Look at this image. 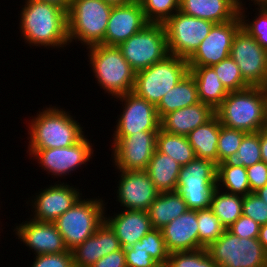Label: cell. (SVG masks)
Instances as JSON below:
<instances>
[{
    "label": "cell",
    "mask_w": 267,
    "mask_h": 267,
    "mask_svg": "<svg viewBox=\"0 0 267 267\" xmlns=\"http://www.w3.org/2000/svg\"><path fill=\"white\" fill-rule=\"evenodd\" d=\"M241 0H179V11L215 24L234 20Z\"/></svg>",
    "instance_id": "cell-25"
},
{
    "label": "cell",
    "mask_w": 267,
    "mask_h": 267,
    "mask_svg": "<svg viewBox=\"0 0 267 267\" xmlns=\"http://www.w3.org/2000/svg\"><path fill=\"white\" fill-rule=\"evenodd\" d=\"M19 15L20 36L30 47L60 50L71 45L67 11L61 7L43 1L25 0Z\"/></svg>",
    "instance_id": "cell-1"
},
{
    "label": "cell",
    "mask_w": 267,
    "mask_h": 267,
    "mask_svg": "<svg viewBox=\"0 0 267 267\" xmlns=\"http://www.w3.org/2000/svg\"><path fill=\"white\" fill-rule=\"evenodd\" d=\"M216 187L241 196L251 193L246 168L229 161L217 165Z\"/></svg>",
    "instance_id": "cell-31"
},
{
    "label": "cell",
    "mask_w": 267,
    "mask_h": 267,
    "mask_svg": "<svg viewBox=\"0 0 267 267\" xmlns=\"http://www.w3.org/2000/svg\"><path fill=\"white\" fill-rule=\"evenodd\" d=\"M103 1L113 6L130 3L128 0H103Z\"/></svg>",
    "instance_id": "cell-52"
},
{
    "label": "cell",
    "mask_w": 267,
    "mask_h": 267,
    "mask_svg": "<svg viewBox=\"0 0 267 267\" xmlns=\"http://www.w3.org/2000/svg\"><path fill=\"white\" fill-rule=\"evenodd\" d=\"M124 252L127 267H161L146 252L143 243L140 241L136 242L130 248L124 249Z\"/></svg>",
    "instance_id": "cell-43"
},
{
    "label": "cell",
    "mask_w": 267,
    "mask_h": 267,
    "mask_svg": "<svg viewBox=\"0 0 267 267\" xmlns=\"http://www.w3.org/2000/svg\"><path fill=\"white\" fill-rule=\"evenodd\" d=\"M260 151L262 161L267 163V126L260 130Z\"/></svg>",
    "instance_id": "cell-48"
},
{
    "label": "cell",
    "mask_w": 267,
    "mask_h": 267,
    "mask_svg": "<svg viewBox=\"0 0 267 267\" xmlns=\"http://www.w3.org/2000/svg\"><path fill=\"white\" fill-rule=\"evenodd\" d=\"M121 248L115 232L104 221L91 237L71 250L74 267H92L102 257Z\"/></svg>",
    "instance_id": "cell-21"
},
{
    "label": "cell",
    "mask_w": 267,
    "mask_h": 267,
    "mask_svg": "<svg viewBox=\"0 0 267 267\" xmlns=\"http://www.w3.org/2000/svg\"><path fill=\"white\" fill-rule=\"evenodd\" d=\"M112 8L103 0H72L67 12L69 43L79 41L86 48L104 44Z\"/></svg>",
    "instance_id": "cell-5"
},
{
    "label": "cell",
    "mask_w": 267,
    "mask_h": 267,
    "mask_svg": "<svg viewBox=\"0 0 267 267\" xmlns=\"http://www.w3.org/2000/svg\"><path fill=\"white\" fill-rule=\"evenodd\" d=\"M162 235L169 253L199 249L197 211L187 210L162 229Z\"/></svg>",
    "instance_id": "cell-23"
},
{
    "label": "cell",
    "mask_w": 267,
    "mask_h": 267,
    "mask_svg": "<svg viewBox=\"0 0 267 267\" xmlns=\"http://www.w3.org/2000/svg\"><path fill=\"white\" fill-rule=\"evenodd\" d=\"M147 24L141 4L130 2L113 6L107 24L104 45L119 46L140 32Z\"/></svg>",
    "instance_id": "cell-20"
},
{
    "label": "cell",
    "mask_w": 267,
    "mask_h": 267,
    "mask_svg": "<svg viewBox=\"0 0 267 267\" xmlns=\"http://www.w3.org/2000/svg\"><path fill=\"white\" fill-rule=\"evenodd\" d=\"M266 95V101H267V89H263Z\"/></svg>",
    "instance_id": "cell-56"
},
{
    "label": "cell",
    "mask_w": 267,
    "mask_h": 267,
    "mask_svg": "<svg viewBox=\"0 0 267 267\" xmlns=\"http://www.w3.org/2000/svg\"><path fill=\"white\" fill-rule=\"evenodd\" d=\"M246 2L240 1L239 4V16L241 19V25L244 30H246L256 41L267 50V5H258L255 9V18L249 20V15H246L247 7L244 8ZM248 16V17H247ZM248 18V19H247Z\"/></svg>",
    "instance_id": "cell-34"
},
{
    "label": "cell",
    "mask_w": 267,
    "mask_h": 267,
    "mask_svg": "<svg viewBox=\"0 0 267 267\" xmlns=\"http://www.w3.org/2000/svg\"><path fill=\"white\" fill-rule=\"evenodd\" d=\"M249 1H253V5H267V0H249Z\"/></svg>",
    "instance_id": "cell-53"
},
{
    "label": "cell",
    "mask_w": 267,
    "mask_h": 267,
    "mask_svg": "<svg viewBox=\"0 0 267 267\" xmlns=\"http://www.w3.org/2000/svg\"><path fill=\"white\" fill-rule=\"evenodd\" d=\"M141 6L148 23L164 24L179 11V0H144Z\"/></svg>",
    "instance_id": "cell-38"
},
{
    "label": "cell",
    "mask_w": 267,
    "mask_h": 267,
    "mask_svg": "<svg viewBox=\"0 0 267 267\" xmlns=\"http://www.w3.org/2000/svg\"><path fill=\"white\" fill-rule=\"evenodd\" d=\"M164 267H217L206 248L170 253Z\"/></svg>",
    "instance_id": "cell-39"
},
{
    "label": "cell",
    "mask_w": 267,
    "mask_h": 267,
    "mask_svg": "<svg viewBox=\"0 0 267 267\" xmlns=\"http://www.w3.org/2000/svg\"><path fill=\"white\" fill-rule=\"evenodd\" d=\"M188 210L184 198L177 192L159 193L147 210L153 228L162 229Z\"/></svg>",
    "instance_id": "cell-30"
},
{
    "label": "cell",
    "mask_w": 267,
    "mask_h": 267,
    "mask_svg": "<svg viewBox=\"0 0 267 267\" xmlns=\"http://www.w3.org/2000/svg\"><path fill=\"white\" fill-rule=\"evenodd\" d=\"M188 73L186 59L168 55L162 61L136 73L133 92L157 106L162 97Z\"/></svg>",
    "instance_id": "cell-7"
},
{
    "label": "cell",
    "mask_w": 267,
    "mask_h": 267,
    "mask_svg": "<svg viewBox=\"0 0 267 267\" xmlns=\"http://www.w3.org/2000/svg\"><path fill=\"white\" fill-rule=\"evenodd\" d=\"M206 249L217 267H267L258 238H239L228 229Z\"/></svg>",
    "instance_id": "cell-9"
},
{
    "label": "cell",
    "mask_w": 267,
    "mask_h": 267,
    "mask_svg": "<svg viewBox=\"0 0 267 267\" xmlns=\"http://www.w3.org/2000/svg\"><path fill=\"white\" fill-rule=\"evenodd\" d=\"M59 106L39 109L31 116L28 131V149L64 148L76 144L85 136L82 124Z\"/></svg>",
    "instance_id": "cell-2"
},
{
    "label": "cell",
    "mask_w": 267,
    "mask_h": 267,
    "mask_svg": "<svg viewBox=\"0 0 267 267\" xmlns=\"http://www.w3.org/2000/svg\"><path fill=\"white\" fill-rule=\"evenodd\" d=\"M30 267H74L72 252L35 255Z\"/></svg>",
    "instance_id": "cell-44"
},
{
    "label": "cell",
    "mask_w": 267,
    "mask_h": 267,
    "mask_svg": "<svg viewBox=\"0 0 267 267\" xmlns=\"http://www.w3.org/2000/svg\"><path fill=\"white\" fill-rule=\"evenodd\" d=\"M258 240L267 253V224L260 226Z\"/></svg>",
    "instance_id": "cell-49"
},
{
    "label": "cell",
    "mask_w": 267,
    "mask_h": 267,
    "mask_svg": "<svg viewBox=\"0 0 267 267\" xmlns=\"http://www.w3.org/2000/svg\"><path fill=\"white\" fill-rule=\"evenodd\" d=\"M217 184V164L207 159L190 161L181 167L176 191L189 210L207 209Z\"/></svg>",
    "instance_id": "cell-8"
},
{
    "label": "cell",
    "mask_w": 267,
    "mask_h": 267,
    "mask_svg": "<svg viewBox=\"0 0 267 267\" xmlns=\"http://www.w3.org/2000/svg\"><path fill=\"white\" fill-rule=\"evenodd\" d=\"M14 227L19 241L35 255L67 252L63 237L54 222H41L28 218Z\"/></svg>",
    "instance_id": "cell-19"
},
{
    "label": "cell",
    "mask_w": 267,
    "mask_h": 267,
    "mask_svg": "<svg viewBox=\"0 0 267 267\" xmlns=\"http://www.w3.org/2000/svg\"><path fill=\"white\" fill-rule=\"evenodd\" d=\"M214 115L215 110L211 106L198 102L164 115L160 119V129L170 134L187 136Z\"/></svg>",
    "instance_id": "cell-24"
},
{
    "label": "cell",
    "mask_w": 267,
    "mask_h": 267,
    "mask_svg": "<svg viewBox=\"0 0 267 267\" xmlns=\"http://www.w3.org/2000/svg\"><path fill=\"white\" fill-rule=\"evenodd\" d=\"M115 101L122 104V112L117 116L112 136H129L139 131H159L160 119L156 106L134 92L119 95Z\"/></svg>",
    "instance_id": "cell-15"
},
{
    "label": "cell",
    "mask_w": 267,
    "mask_h": 267,
    "mask_svg": "<svg viewBox=\"0 0 267 267\" xmlns=\"http://www.w3.org/2000/svg\"><path fill=\"white\" fill-rule=\"evenodd\" d=\"M220 134V121L215 114L209 121L198 126L187 135L196 158L207 159L218 165V137Z\"/></svg>",
    "instance_id": "cell-27"
},
{
    "label": "cell",
    "mask_w": 267,
    "mask_h": 267,
    "mask_svg": "<svg viewBox=\"0 0 267 267\" xmlns=\"http://www.w3.org/2000/svg\"><path fill=\"white\" fill-rule=\"evenodd\" d=\"M128 1L131 2V3L142 4V2H143L144 0H128Z\"/></svg>",
    "instance_id": "cell-55"
},
{
    "label": "cell",
    "mask_w": 267,
    "mask_h": 267,
    "mask_svg": "<svg viewBox=\"0 0 267 267\" xmlns=\"http://www.w3.org/2000/svg\"><path fill=\"white\" fill-rule=\"evenodd\" d=\"M242 214L260 226L267 224V204L256 193L243 196Z\"/></svg>",
    "instance_id": "cell-42"
},
{
    "label": "cell",
    "mask_w": 267,
    "mask_h": 267,
    "mask_svg": "<svg viewBox=\"0 0 267 267\" xmlns=\"http://www.w3.org/2000/svg\"><path fill=\"white\" fill-rule=\"evenodd\" d=\"M118 47L136 73L170 55L163 24L148 23Z\"/></svg>",
    "instance_id": "cell-10"
},
{
    "label": "cell",
    "mask_w": 267,
    "mask_h": 267,
    "mask_svg": "<svg viewBox=\"0 0 267 267\" xmlns=\"http://www.w3.org/2000/svg\"><path fill=\"white\" fill-rule=\"evenodd\" d=\"M262 89H267V70H266V76L265 79L262 83V85L260 86Z\"/></svg>",
    "instance_id": "cell-54"
},
{
    "label": "cell",
    "mask_w": 267,
    "mask_h": 267,
    "mask_svg": "<svg viewBox=\"0 0 267 267\" xmlns=\"http://www.w3.org/2000/svg\"><path fill=\"white\" fill-rule=\"evenodd\" d=\"M57 182L41 188L39 193L26 203L32 205L30 218L41 222H54L58 217L70 209L82 196L83 193L77 187L70 186L64 182ZM43 189V190H42ZM42 190V191H41Z\"/></svg>",
    "instance_id": "cell-16"
},
{
    "label": "cell",
    "mask_w": 267,
    "mask_h": 267,
    "mask_svg": "<svg viewBox=\"0 0 267 267\" xmlns=\"http://www.w3.org/2000/svg\"><path fill=\"white\" fill-rule=\"evenodd\" d=\"M181 167L172 157L156 149L145 171L159 193L173 192L177 189Z\"/></svg>",
    "instance_id": "cell-26"
},
{
    "label": "cell",
    "mask_w": 267,
    "mask_h": 267,
    "mask_svg": "<svg viewBox=\"0 0 267 267\" xmlns=\"http://www.w3.org/2000/svg\"><path fill=\"white\" fill-rule=\"evenodd\" d=\"M85 135L76 144L64 148L51 149H27L31 159L39 164L43 172L46 171L48 175L64 178L66 175L71 176V173L79 170L81 165L90 162L94 155V145L91 140ZM90 140V141H89ZM87 162V163H86ZM64 176V177H63Z\"/></svg>",
    "instance_id": "cell-12"
},
{
    "label": "cell",
    "mask_w": 267,
    "mask_h": 267,
    "mask_svg": "<svg viewBox=\"0 0 267 267\" xmlns=\"http://www.w3.org/2000/svg\"><path fill=\"white\" fill-rule=\"evenodd\" d=\"M158 131H139L129 136H113L112 163L116 170H146L156 150Z\"/></svg>",
    "instance_id": "cell-13"
},
{
    "label": "cell",
    "mask_w": 267,
    "mask_h": 267,
    "mask_svg": "<svg viewBox=\"0 0 267 267\" xmlns=\"http://www.w3.org/2000/svg\"><path fill=\"white\" fill-rule=\"evenodd\" d=\"M36 1H43L47 3L55 4L68 12L70 9L72 0H36Z\"/></svg>",
    "instance_id": "cell-50"
},
{
    "label": "cell",
    "mask_w": 267,
    "mask_h": 267,
    "mask_svg": "<svg viewBox=\"0 0 267 267\" xmlns=\"http://www.w3.org/2000/svg\"><path fill=\"white\" fill-rule=\"evenodd\" d=\"M221 125L245 131L259 132L267 126V101L260 86H250L240 91L229 92L215 110Z\"/></svg>",
    "instance_id": "cell-3"
},
{
    "label": "cell",
    "mask_w": 267,
    "mask_h": 267,
    "mask_svg": "<svg viewBox=\"0 0 267 267\" xmlns=\"http://www.w3.org/2000/svg\"><path fill=\"white\" fill-rule=\"evenodd\" d=\"M189 73L193 76L199 101L216 110L228 95V91L218 78L212 67H189Z\"/></svg>",
    "instance_id": "cell-28"
},
{
    "label": "cell",
    "mask_w": 267,
    "mask_h": 267,
    "mask_svg": "<svg viewBox=\"0 0 267 267\" xmlns=\"http://www.w3.org/2000/svg\"><path fill=\"white\" fill-rule=\"evenodd\" d=\"M267 204V183L264 187L255 192Z\"/></svg>",
    "instance_id": "cell-51"
},
{
    "label": "cell",
    "mask_w": 267,
    "mask_h": 267,
    "mask_svg": "<svg viewBox=\"0 0 267 267\" xmlns=\"http://www.w3.org/2000/svg\"><path fill=\"white\" fill-rule=\"evenodd\" d=\"M156 149L172 157L181 166L187 165L196 158L187 136L175 135L159 129Z\"/></svg>",
    "instance_id": "cell-32"
},
{
    "label": "cell",
    "mask_w": 267,
    "mask_h": 267,
    "mask_svg": "<svg viewBox=\"0 0 267 267\" xmlns=\"http://www.w3.org/2000/svg\"><path fill=\"white\" fill-rule=\"evenodd\" d=\"M117 202L124 210L147 211L159 192L145 170H117Z\"/></svg>",
    "instance_id": "cell-18"
},
{
    "label": "cell",
    "mask_w": 267,
    "mask_h": 267,
    "mask_svg": "<svg viewBox=\"0 0 267 267\" xmlns=\"http://www.w3.org/2000/svg\"><path fill=\"white\" fill-rule=\"evenodd\" d=\"M98 86L111 98L133 92L136 72L118 46L97 44L86 48Z\"/></svg>",
    "instance_id": "cell-4"
},
{
    "label": "cell",
    "mask_w": 267,
    "mask_h": 267,
    "mask_svg": "<svg viewBox=\"0 0 267 267\" xmlns=\"http://www.w3.org/2000/svg\"><path fill=\"white\" fill-rule=\"evenodd\" d=\"M214 24L177 11L163 24L169 54L188 60L208 36Z\"/></svg>",
    "instance_id": "cell-11"
},
{
    "label": "cell",
    "mask_w": 267,
    "mask_h": 267,
    "mask_svg": "<svg viewBox=\"0 0 267 267\" xmlns=\"http://www.w3.org/2000/svg\"><path fill=\"white\" fill-rule=\"evenodd\" d=\"M247 133L242 130L232 129L221 125L220 123V134L218 137V164L229 161L233 154L237 152L243 137Z\"/></svg>",
    "instance_id": "cell-40"
},
{
    "label": "cell",
    "mask_w": 267,
    "mask_h": 267,
    "mask_svg": "<svg viewBox=\"0 0 267 267\" xmlns=\"http://www.w3.org/2000/svg\"><path fill=\"white\" fill-rule=\"evenodd\" d=\"M92 267H127L124 249L107 254L99 259Z\"/></svg>",
    "instance_id": "cell-47"
},
{
    "label": "cell",
    "mask_w": 267,
    "mask_h": 267,
    "mask_svg": "<svg viewBox=\"0 0 267 267\" xmlns=\"http://www.w3.org/2000/svg\"><path fill=\"white\" fill-rule=\"evenodd\" d=\"M106 204L102 198L81 197L54 221L69 251L91 237L104 222V212L107 210L104 206Z\"/></svg>",
    "instance_id": "cell-6"
},
{
    "label": "cell",
    "mask_w": 267,
    "mask_h": 267,
    "mask_svg": "<svg viewBox=\"0 0 267 267\" xmlns=\"http://www.w3.org/2000/svg\"><path fill=\"white\" fill-rule=\"evenodd\" d=\"M212 68L228 92L240 91L250 87L243 79L238 65L231 57L213 65Z\"/></svg>",
    "instance_id": "cell-36"
},
{
    "label": "cell",
    "mask_w": 267,
    "mask_h": 267,
    "mask_svg": "<svg viewBox=\"0 0 267 267\" xmlns=\"http://www.w3.org/2000/svg\"><path fill=\"white\" fill-rule=\"evenodd\" d=\"M247 177L251 193H255L267 183V163L260 161L247 167Z\"/></svg>",
    "instance_id": "cell-46"
},
{
    "label": "cell",
    "mask_w": 267,
    "mask_h": 267,
    "mask_svg": "<svg viewBox=\"0 0 267 267\" xmlns=\"http://www.w3.org/2000/svg\"><path fill=\"white\" fill-rule=\"evenodd\" d=\"M242 207L243 196L225 192L217 187L215 188L210 208L219 217L220 222L226 229L242 215Z\"/></svg>",
    "instance_id": "cell-33"
},
{
    "label": "cell",
    "mask_w": 267,
    "mask_h": 267,
    "mask_svg": "<svg viewBox=\"0 0 267 267\" xmlns=\"http://www.w3.org/2000/svg\"><path fill=\"white\" fill-rule=\"evenodd\" d=\"M230 57L250 86L262 85L267 70V50L242 27L234 36Z\"/></svg>",
    "instance_id": "cell-14"
},
{
    "label": "cell",
    "mask_w": 267,
    "mask_h": 267,
    "mask_svg": "<svg viewBox=\"0 0 267 267\" xmlns=\"http://www.w3.org/2000/svg\"><path fill=\"white\" fill-rule=\"evenodd\" d=\"M227 229L239 238H258L260 225L242 214Z\"/></svg>",
    "instance_id": "cell-45"
},
{
    "label": "cell",
    "mask_w": 267,
    "mask_h": 267,
    "mask_svg": "<svg viewBox=\"0 0 267 267\" xmlns=\"http://www.w3.org/2000/svg\"><path fill=\"white\" fill-rule=\"evenodd\" d=\"M200 102L196 82L188 73L173 88L170 89L156 106L159 119L178 109Z\"/></svg>",
    "instance_id": "cell-29"
},
{
    "label": "cell",
    "mask_w": 267,
    "mask_h": 267,
    "mask_svg": "<svg viewBox=\"0 0 267 267\" xmlns=\"http://www.w3.org/2000/svg\"><path fill=\"white\" fill-rule=\"evenodd\" d=\"M146 252L156 261L161 267L166 265L169 258L165 240L161 229L153 228L140 240Z\"/></svg>",
    "instance_id": "cell-41"
},
{
    "label": "cell",
    "mask_w": 267,
    "mask_h": 267,
    "mask_svg": "<svg viewBox=\"0 0 267 267\" xmlns=\"http://www.w3.org/2000/svg\"><path fill=\"white\" fill-rule=\"evenodd\" d=\"M199 249L207 248L226 230L211 208L197 210Z\"/></svg>",
    "instance_id": "cell-35"
},
{
    "label": "cell",
    "mask_w": 267,
    "mask_h": 267,
    "mask_svg": "<svg viewBox=\"0 0 267 267\" xmlns=\"http://www.w3.org/2000/svg\"><path fill=\"white\" fill-rule=\"evenodd\" d=\"M106 213L104 212V221L115 232L123 249L130 248L153 229L147 211L123 209L112 213L113 216Z\"/></svg>",
    "instance_id": "cell-22"
},
{
    "label": "cell",
    "mask_w": 267,
    "mask_h": 267,
    "mask_svg": "<svg viewBox=\"0 0 267 267\" xmlns=\"http://www.w3.org/2000/svg\"><path fill=\"white\" fill-rule=\"evenodd\" d=\"M241 27L239 15L234 20L214 24L208 36L187 60L189 67H212L230 57L234 36Z\"/></svg>",
    "instance_id": "cell-17"
},
{
    "label": "cell",
    "mask_w": 267,
    "mask_h": 267,
    "mask_svg": "<svg viewBox=\"0 0 267 267\" xmlns=\"http://www.w3.org/2000/svg\"><path fill=\"white\" fill-rule=\"evenodd\" d=\"M262 161L260 151V131L247 133L239 146V149L229 162L244 166L245 168Z\"/></svg>",
    "instance_id": "cell-37"
}]
</instances>
